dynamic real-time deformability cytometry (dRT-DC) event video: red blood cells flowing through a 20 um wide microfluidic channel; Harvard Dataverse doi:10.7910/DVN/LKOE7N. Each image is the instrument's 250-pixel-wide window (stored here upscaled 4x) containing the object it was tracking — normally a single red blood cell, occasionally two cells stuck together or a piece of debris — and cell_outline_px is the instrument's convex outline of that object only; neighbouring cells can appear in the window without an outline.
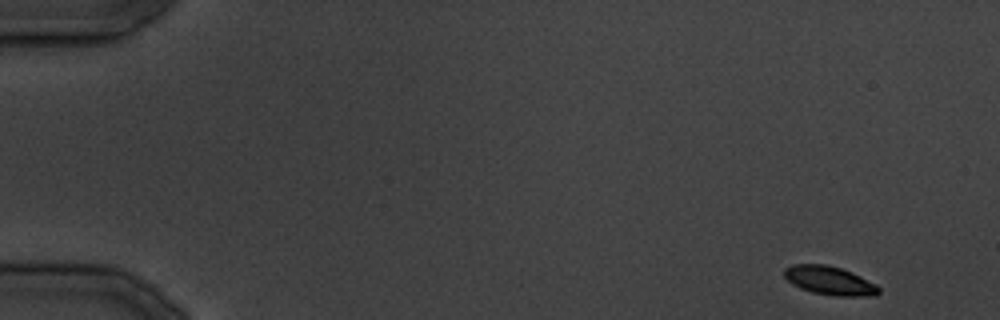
{"species": "common noctule bat (a hibernating species)", "species_latin": "Nyctalus noctula", "temperature_condition": "cold", "stored_images_in_passage": 34, "camera_frame_rate_fps": 3000, "um_per_image_px": 0.085, "animal": {"sex": "male", "body_mass_g": 19.5, "forearm_length_mm": 54.6}, "frame": {"image": 1, "passage_image": 1, "time_ms": 0.0, "image_size_px": [1000, 320], "cell_outline_px": [[880, 292], [876, 296], [832, 296], [812, 292], [800, 288], [792, 284], [784, 276], [784, 268], [792, 264], [824, 264], [840, 268], [852, 272], [876, 284], [880, 288]], "centroid_in_image_um": [70.52, 23.86], "position_along_channel_um": 14.5, "area_um2": 15.9}}
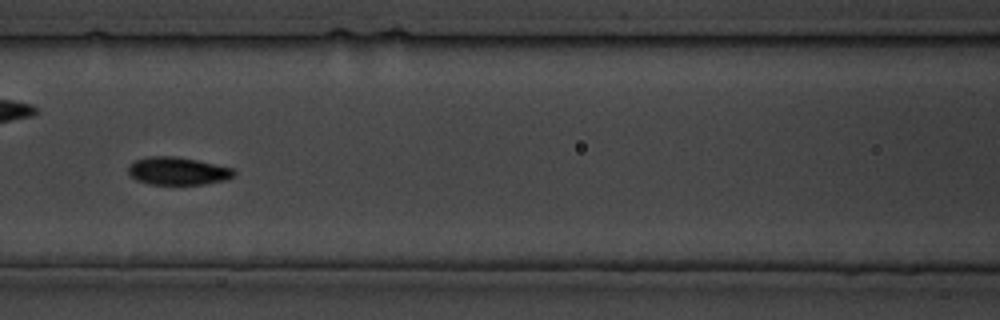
{"frame": {"image": 2, "passage_image": 15, "time_ms": 17.0, "image_size_px": [1000, 320], "cell_outline_px": [[236, 176], [224, 180], [204, 184], [148, 184], [136, 180], [128, 172], [128, 164], [136, 160], [148, 156], [176, 156], [196, 160], [232, 168], [236, 172]], "centroid_in_image_um": [15.09, 14.53], "position_along_channel_um": 151.5, "area_um2": 17.11}}
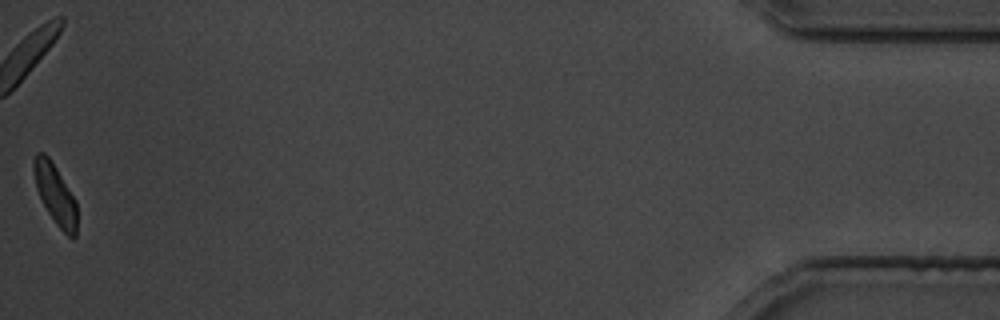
{"frame": {"image": 3, "passage_image": 34, "time_ms": 40.333, "image_size_px": [1000, 320], "cell_outline_px": [[76, 236], [72, 240], [56, 224], [48, 212], [36, 188], [32, 168], [32, 160], [36, 152], [44, 152], [48, 156], [56, 168], [76, 200]], "centroid_in_image_um": [4.67, 16.49], "position_along_channel_um": 430.5, "area_um2": 15.09}}